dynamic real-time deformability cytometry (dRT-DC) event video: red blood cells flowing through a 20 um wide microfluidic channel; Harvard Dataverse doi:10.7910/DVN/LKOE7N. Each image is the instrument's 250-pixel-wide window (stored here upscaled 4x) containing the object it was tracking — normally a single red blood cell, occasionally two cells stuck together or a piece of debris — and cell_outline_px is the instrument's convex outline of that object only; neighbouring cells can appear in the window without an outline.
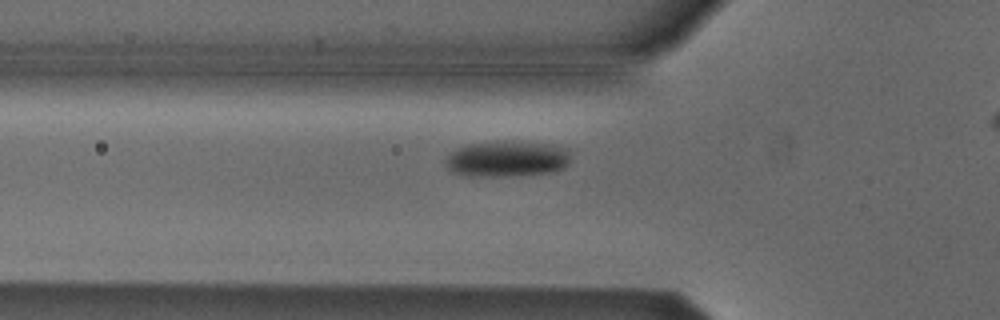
{"species": "Egyptian fruit bat (a non-hibernating species)", "species_latin": "Rousettus aegyptiacus", "temperature_condition": "cold", "stored_images_in_passage": 38, "camera_frame_rate_fps": 3000, "um_per_image_px": 0.085, "animal": {"sex": "male"}, "frame": {"image": 1, "passage_image": 9, "time_ms": 2.667, "image_size_px": [1000, 320], "cell_outline_px": [[568, 164], [564, 168], [552, 172], [508, 176], [468, 176], [452, 172], [448, 168], [444, 160], [456, 148], [468, 144], [500, 140], [504, 140], [552, 144], [564, 148], [568, 152]], "centroid_in_image_um": [43.06, 13.49], "position_along_channel_um": 82.7, "area_um2": 26.36}}
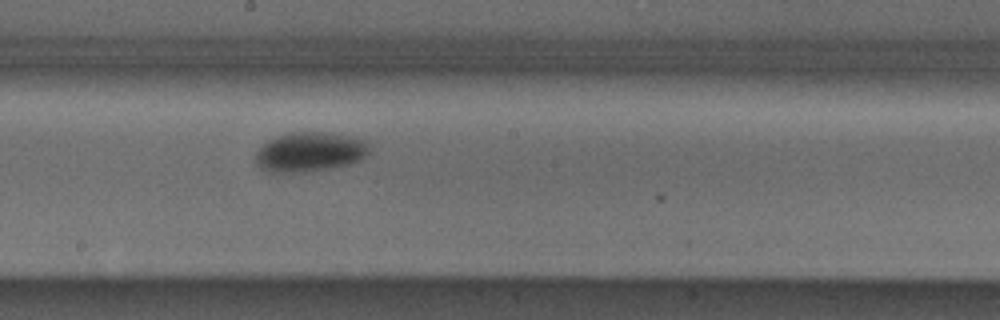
{"frame": {"image": 2, "passage_image": 20, "time_ms": 6.333, "image_size_px": [1000, 320], "cell_outline_px": [[372, 152], [360, 160], [352, 164], [332, 168], [308, 172], [272, 172], [260, 168], [252, 160], [256, 152], [268, 140], [276, 136], [288, 132], [328, 132], [364, 140], [368, 144]], "centroid_in_image_um": [26.33, 12.92], "position_along_channel_um": 221.9, "area_um2": 26.65}}
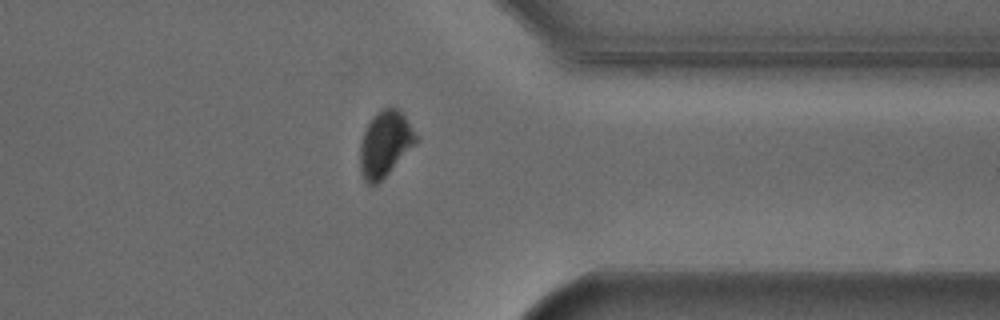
{"frame": {"image": 3, "passage_image": 33, "time_ms": 10.667, "image_size_px": [1000, 320], "cell_outline_px": [[416, 144], [376, 184], [368, 184], [364, 180], [360, 172], [360, 144], [364, 132], [368, 124], [376, 112], [384, 108], [396, 108], [404, 116], [416, 136]], "centroid_in_image_um": [32.69, 12.24], "position_along_channel_um": 378.7, "area_um2": 20.75}, "authors_computed_cell_mechanics": {"area_um2": 25.4031, "velocity_mm_per_s": 3.7949, "shape_relaxation_time_tau1_ms": 2.2463, "shape_relaxation_time_tau2_ms": null, "deformation_change_tau1": 0.0655, "deformation_change_tau2": null}}